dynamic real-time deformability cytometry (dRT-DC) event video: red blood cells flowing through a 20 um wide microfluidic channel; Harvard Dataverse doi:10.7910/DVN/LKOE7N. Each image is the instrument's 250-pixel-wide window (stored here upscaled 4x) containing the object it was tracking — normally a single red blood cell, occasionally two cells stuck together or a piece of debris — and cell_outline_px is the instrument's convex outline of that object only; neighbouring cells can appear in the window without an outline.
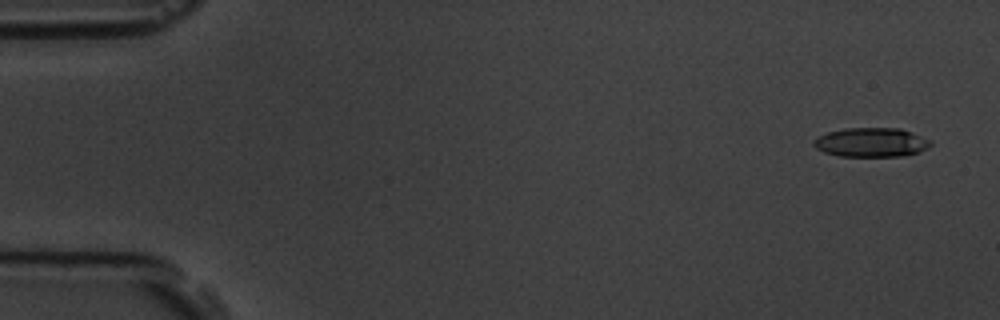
{"species": "common noctule bat (a hibernating species)", "species_latin": "Nyctalus noctula", "temperature_condition": "room temperature", "stored_images_in_passage": 5, "camera_frame_rate_fps": 3000, "um_per_image_px": 0.085, "animal": {"sex": "male", "body_mass_g": 19.5, "forearm_length_mm": 54.6}, "frame": {"image": 1, "passage_image": 1, "time_ms": 0.0, "image_size_px": [1000, 320], "cell_outline_px": [[932, 144], [928, 148], [920, 152], [900, 156], [836, 156], [824, 152], [816, 148], [812, 144], [812, 140], [828, 132], [844, 128], [900, 128], [912, 132], [932, 140]], "centroid_in_image_um": [74.07, 12.1], "position_along_channel_um": 10.9, "area_um2": 20.06}}